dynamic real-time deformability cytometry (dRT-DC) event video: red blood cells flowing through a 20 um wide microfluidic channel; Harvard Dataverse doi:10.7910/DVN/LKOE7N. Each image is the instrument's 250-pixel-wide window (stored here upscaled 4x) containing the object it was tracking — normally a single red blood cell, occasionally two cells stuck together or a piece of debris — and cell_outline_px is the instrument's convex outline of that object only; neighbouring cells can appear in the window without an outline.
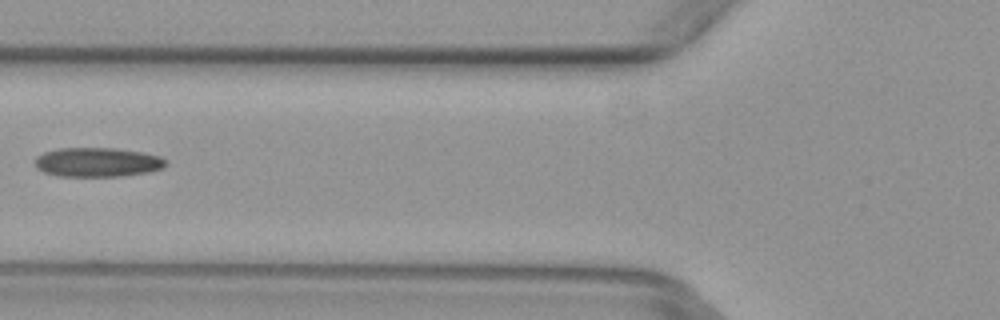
{"species": "common noctule bat (a hibernating species)", "species_latin": "Nyctalus noctula", "temperature_condition": "warm", "stored_images_in_passage": 4, "camera_frame_rate_fps": 3000, "um_per_image_px": 0.085, "animal": {"sex": "female", "body_mass_g": 29.2, "forearm_length_mm": 56.3}, "frame": {"image": 1, "passage_image": 4, "time_ms": 1.0, "image_size_px": [1000, 320], "cell_outline_px": [[168, 164], [164, 168], [148, 172], [120, 176], [60, 176], [44, 172], [36, 168], [36, 156], [44, 152], [60, 148], [116, 148], [144, 152], [160, 156]], "centroid_in_image_um": [8.31, 13.78], "position_along_channel_um": 117.5, "area_um2": 22.37}}